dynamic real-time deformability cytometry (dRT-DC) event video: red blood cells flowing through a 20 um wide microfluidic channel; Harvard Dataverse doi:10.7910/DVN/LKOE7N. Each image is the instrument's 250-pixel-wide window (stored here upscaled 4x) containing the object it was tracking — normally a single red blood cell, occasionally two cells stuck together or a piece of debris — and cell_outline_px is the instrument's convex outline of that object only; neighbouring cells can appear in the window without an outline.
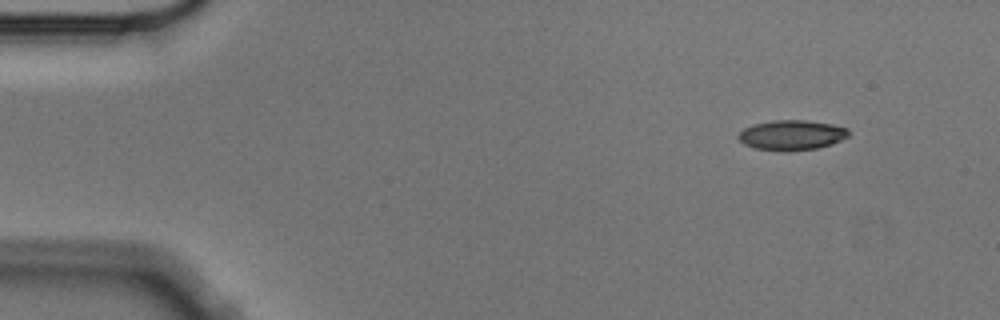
{"species": "Egyptian fruit bat (a non-hibernating species)", "species_latin": "Rousettus aegyptiacus", "temperature_condition": "cold", "stored_images_in_passage": 4, "camera_frame_rate_fps": 3000, "um_per_image_px": 0.085, "animal": {"sex": "male"}, "frame": {"image": 1, "passage_image": 1, "time_ms": 0.0, "image_size_px": [1000, 320], "cell_outline_px": [[848, 136], [832, 144], [816, 148], [788, 152], [784, 152], [756, 148], [744, 144], [736, 136], [744, 128], [752, 124], [772, 120], [808, 120], [832, 124], [848, 128]], "centroid_in_image_um": [67.27, 11.48], "position_along_channel_um": 17.7, "area_um2": 19.42}}
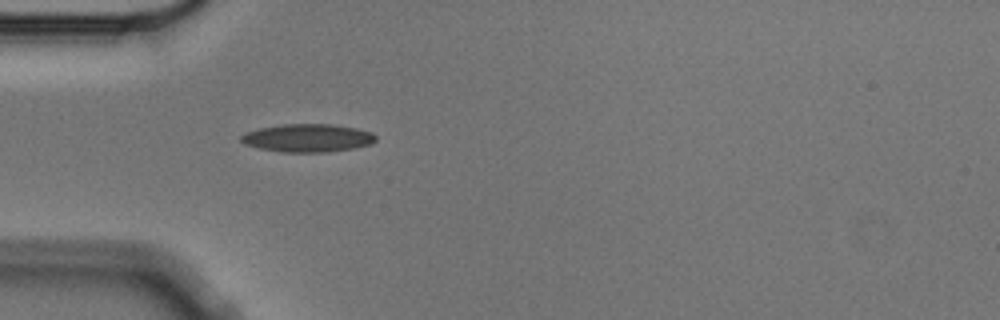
{"frame": {"image": 2, "passage_image": 4, "time_ms": 1.0, "image_size_px": [1000, 320], "cell_outline_px": [[376, 140], [372, 144], [352, 148], [324, 152], [280, 152], [260, 148], [244, 144], [240, 140], [240, 136], [244, 132], [260, 128], [284, 124], [332, 124], [356, 128], [372, 132], [376, 136]], "centroid_in_image_um": [26.14, 11.72], "position_along_channel_um": 58.9, "area_um2": 22.02}}